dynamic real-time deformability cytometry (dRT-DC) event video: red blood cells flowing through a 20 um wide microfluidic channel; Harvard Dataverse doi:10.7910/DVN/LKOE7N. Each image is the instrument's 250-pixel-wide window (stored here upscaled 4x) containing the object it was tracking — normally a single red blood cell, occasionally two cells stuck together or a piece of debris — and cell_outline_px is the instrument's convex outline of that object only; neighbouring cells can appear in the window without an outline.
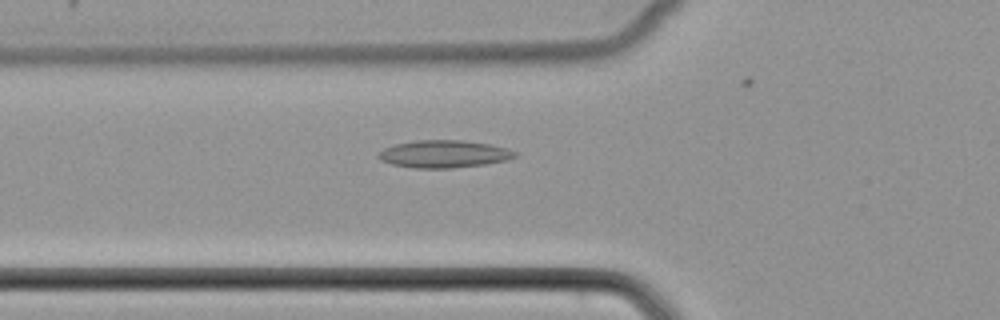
{"species": "common noctule bat (a hibernating species)", "species_latin": "Nyctalus noctula", "temperature_condition": "cold", "stored_images_in_passage": 42, "camera_frame_rate_fps": 3000, "um_per_image_px": 0.085, "animal": {"sex": "female", "body_mass_g": 22.7, "forearm_length_mm": 54.2}, "frame": {"image": 1, "passage_image": 19, "time_ms": 6.0, "image_size_px": [1000, 320], "cell_outline_px": [[516, 156], [508, 160], [484, 164], [452, 168], [412, 168], [392, 164], [380, 160], [376, 156], [384, 148], [396, 144], [416, 140], [464, 140], [492, 144], [508, 148], [516, 152]], "centroid_in_image_um": [37.75, 13.08], "position_along_channel_um": 88.1, "area_um2": 21.96}}
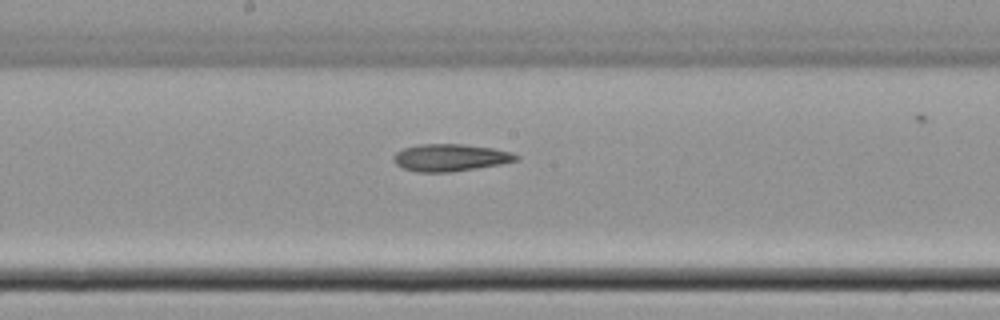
{"frame": {"image": 2, "passage_image": 28, "time_ms": 9.0, "image_size_px": [1000, 320], "cell_outline_px": [[520, 160], [500, 164], [452, 172], [416, 172], [404, 168], [396, 164], [392, 160], [392, 156], [396, 152], [404, 148], [420, 144], [464, 144], [492, 148], [512, 152], [520, 156]], "centroid_in_image_um": [38.28, 13.39], "position_along_channel_um": 209.9, "area_um2": 19.54}}
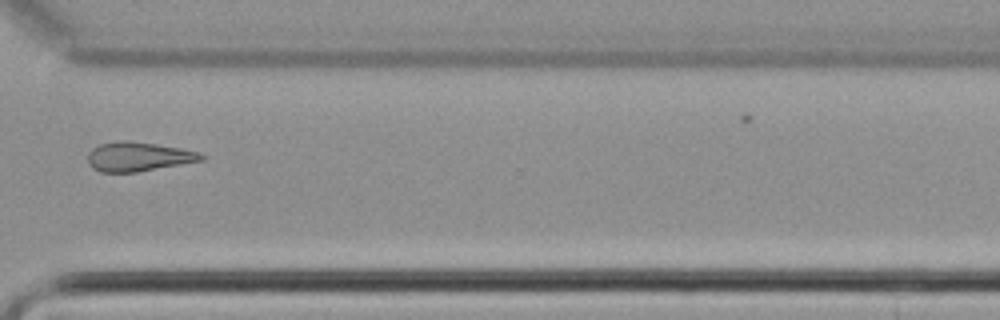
{"frame": {"image": 3, "passage_image": 39, "time_ms": 12.667, "image_size_px": [1000, 320], "cell_outline_px": [[204, 160], [136, 172], [100, 172], [92, 168], [88, 164], [88, 152], [92, 148], [100, 144], [116, 140], [128, 140], [156, 144], [180, 148], [200, 152], [204, 156]], "centroid_in_image_um": [11.72, 13.31], "position_along_channel_um": 358.9, "area_um2": 19.42}}